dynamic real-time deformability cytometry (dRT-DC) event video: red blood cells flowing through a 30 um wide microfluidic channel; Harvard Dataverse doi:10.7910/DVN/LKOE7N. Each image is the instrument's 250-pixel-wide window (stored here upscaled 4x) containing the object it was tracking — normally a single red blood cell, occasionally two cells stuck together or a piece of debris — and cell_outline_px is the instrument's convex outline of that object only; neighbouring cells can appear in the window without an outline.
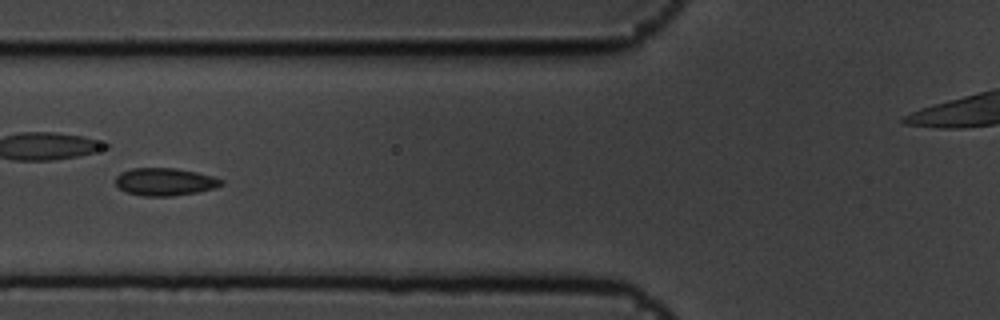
{"species": "common noctule bat (a hibernating species)", "species_latin": "Nyctalus noctula", "temperature_condition": "cold", "stored_images_in_passage": 15, "camera_frame_rate_fps": 3000, "um_per_image_px": 0.085, "animal": {"sex": "male", "body_mass_g": 19.5, "forearm_length_mm": 54.6}, "frame": {"image": 1, "passage_image": 5, "time_ms": 1.333, "image_size_px": [1000, 320], "cell_outline_px": [[224, 184], [216, 188], [196, 192], [172, 196], [144, 196], [124, 192], [116, 184], [116, 176], [120, 172], [132, 168], [176, 168], [196, 172], [212, 176], [224, 180]], "centroid_in_image_um": [14.02, 15.45], "position_along_channel_um": 111.8, "area_um2": 17.11}}
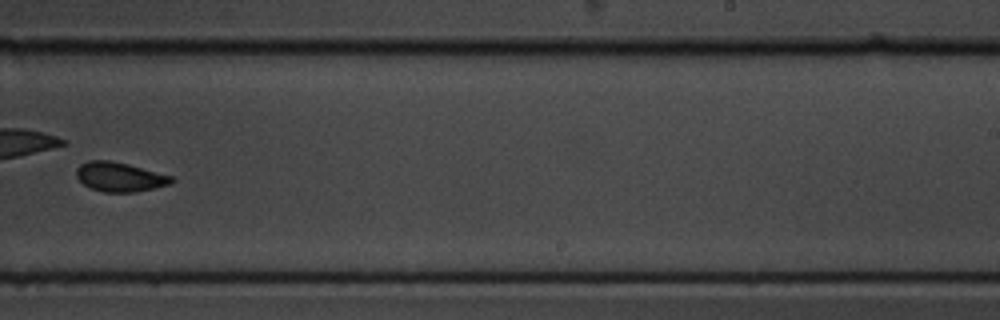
{"frame": {"image": 2, "passage_image": 9, "time_ms": 2.667, "image_size_px": [1000, 320], "cell_outline_px": [[176, 180], [172, 184], [136, 192], [104, 192], [92, 188], [84, 184], [76, 176], [76, 168], [80, 164], [88, 160], [108, 160], [128, 164], [172, 176]], "centroid_in_image_um": [10.19, 15.03], "position_along_channel_um": 278.8, "area_um2": 16.3}}
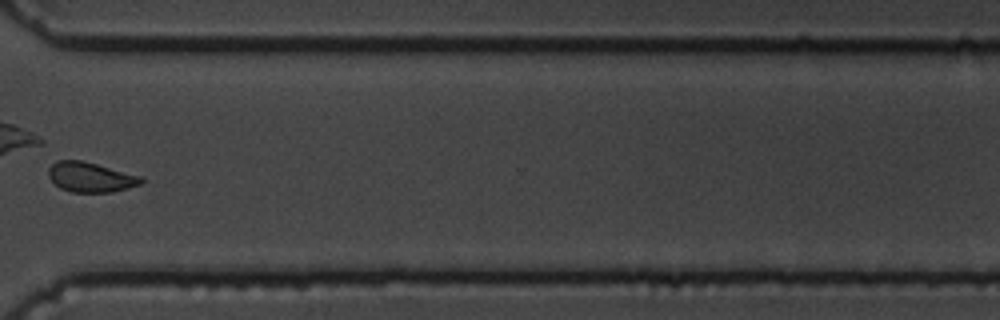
{"frame": {"image": 3, "passage_image": 11, "time_ms": 3.333, "image_size_px": [1000, 320], "cell_outline_px": [[144, 180], [140, 184], [128, 188], [112, 192], [72, 192], [60, 188], [48, 176], [48, 168], [56, 160], [84, 160], [144, 176]], "centroid_in_image_um": [7.73, 15.04], "position_along_channel_um": 362.9, "area_um2": 16.42}}